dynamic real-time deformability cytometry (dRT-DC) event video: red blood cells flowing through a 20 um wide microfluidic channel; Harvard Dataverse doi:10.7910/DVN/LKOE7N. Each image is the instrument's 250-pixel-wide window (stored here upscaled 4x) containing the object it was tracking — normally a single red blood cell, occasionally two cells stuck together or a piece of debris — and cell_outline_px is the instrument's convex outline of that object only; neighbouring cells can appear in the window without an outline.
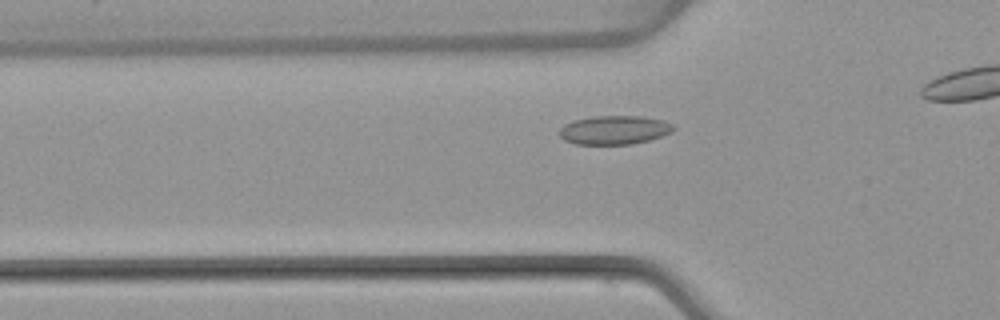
{"species": "common noctule bat (a hibernating species)", "species_latin": "Nyctalus noctula", "temperature_condition": "warm", "stored_images_in_passage": 34, "camera_frame_rate_fps": 3000, "um_per_image_px": 0.085, "animal": {"sex": "female", "body_mass_g": 22.7, "forearm_length_mm": 54.2}, "frame": {"image": 1, "passage_image": 9, "time_ms": 2.667, "image_size_px": [1000, 320], "cell_outline_px": [[676, 128], [672, 132], [648, 140], [632, 144], [576, 144], [564, 140], [560, 136], [560, 128], [564, 124], [572, 120], [592, 116], [640, 116], [664, 120], [672, 124]], "centroid_in_image_um": [52.21, 11.04], "position_along_channel_um": 73.6, "area_um2": 19.19}}
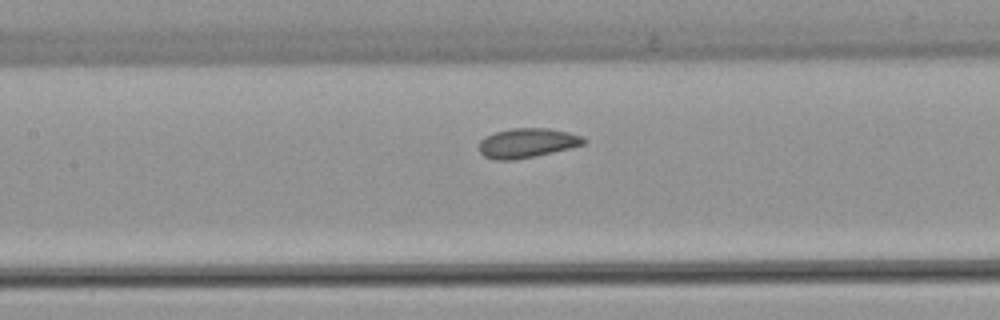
{"frame": {"image": 2, "passage_image": 16, "time_ms": 5.0, "image_size_px": [1000, 320], "cell_outline_px": [[588, 140], [584, 144], [572, 148], [536, 156], [516, 160], [496, 160], [484, 156], [480, 152], [480, 140], [484, 136], [496, 132], [512, 128], [548, 128], [568, 132], [584, 136]], "centroid_in_image_um": [44.84, 12.16], "position_along_channel_um": 162.6, "area_um2": 18.21}}
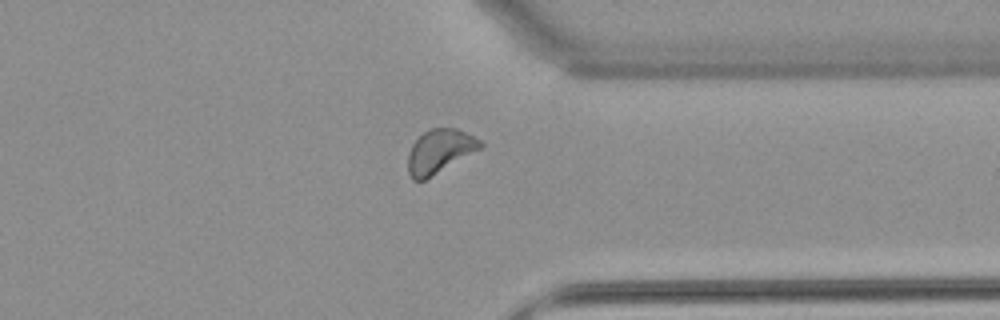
{"frame": {"image": 3, "passage_image": 33, "time_ms": 10.667, "image_size_px": [1000, 320], "cell_outline_px": [[484, 144], [480, 148], [424, 180], [412, 180], [408, 172], [408, 152], [412, 144], [424, 132], [432, 128], [456, 128], [480, 140]], "centroid_in_image_um": [37.33, 12.85], "position_along_channel_um": 374.1, "area_um2": 17.98}}